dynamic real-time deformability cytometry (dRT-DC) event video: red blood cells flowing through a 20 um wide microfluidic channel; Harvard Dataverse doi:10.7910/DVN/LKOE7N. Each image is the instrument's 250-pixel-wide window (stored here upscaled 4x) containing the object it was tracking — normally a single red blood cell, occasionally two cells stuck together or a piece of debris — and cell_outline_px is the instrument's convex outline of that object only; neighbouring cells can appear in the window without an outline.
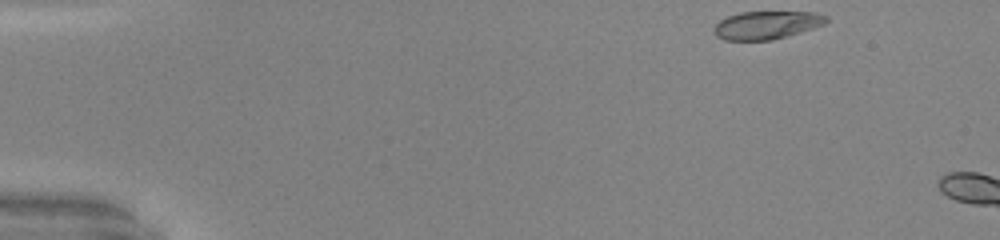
{"species": "common noctule bat (a hibernating species)", "species_latin": "Nyctalus noctula", "temperature_condition": "warm", "stored_images_in_passage": 3, "camera_frame_rate_fps": 3000, "um_per_image_px": 0.085, "animal": {"sex": "male", "body_mass_g": 20.0, "forearm_length_mm": 53.3}, "frame": {"image": 1, "passage_image": 1, "time_ms": 0.0, "image_size_px": [1000, 240], "cell_outline_px": [[828, 20], [824, 24], [788, 36], [772, 40], [724, 40], [716, 36], [712, 28], [720, 20], [728, 16], [740, 12], [816, 12], [828, 16]], "centroid_in_image_um": [65.15, 2.13], "position_along_channel_um": 19.9, "area_um2": 18.38}}